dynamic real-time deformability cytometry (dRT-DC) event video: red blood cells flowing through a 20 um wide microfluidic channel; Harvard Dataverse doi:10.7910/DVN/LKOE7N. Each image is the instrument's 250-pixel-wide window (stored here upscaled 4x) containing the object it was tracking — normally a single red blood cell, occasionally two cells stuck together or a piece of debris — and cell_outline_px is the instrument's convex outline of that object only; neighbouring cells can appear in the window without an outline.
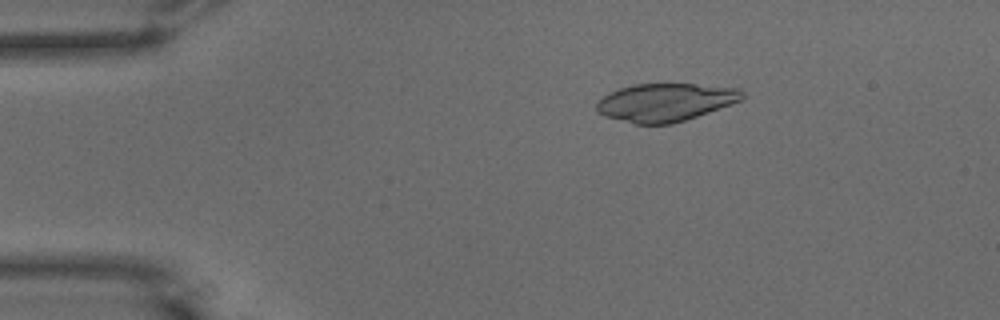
{"species": "common noctule bat (a hibernating species)", "species_latin": "Nyctalus noctula", "temperature_condition": "warm", "stored_images_in_passage": 9, "camera_frame_rate_fps": 3000, "um_per_image_px": 0.085, "animal": {"sex": "male", "body_mass_g": 15.6}, "frame": {"image": 1, "passage_image": 6, "time_ms": 1.667, "image_size_px": [1000, 320], "cell_outline_px": [[744, 96], [740, 100], [708, 112], [672, 124], [636, 124], [604, 116], [596, 108], [596, 104], [604, 96], [620, 88], [632, 84], [696, 84], [740, 88], [744, 92]], "centroid_in_image_um": [56.56, 8.69], "position_along_channel_um": 28.4, "area_um2": 31.85}}